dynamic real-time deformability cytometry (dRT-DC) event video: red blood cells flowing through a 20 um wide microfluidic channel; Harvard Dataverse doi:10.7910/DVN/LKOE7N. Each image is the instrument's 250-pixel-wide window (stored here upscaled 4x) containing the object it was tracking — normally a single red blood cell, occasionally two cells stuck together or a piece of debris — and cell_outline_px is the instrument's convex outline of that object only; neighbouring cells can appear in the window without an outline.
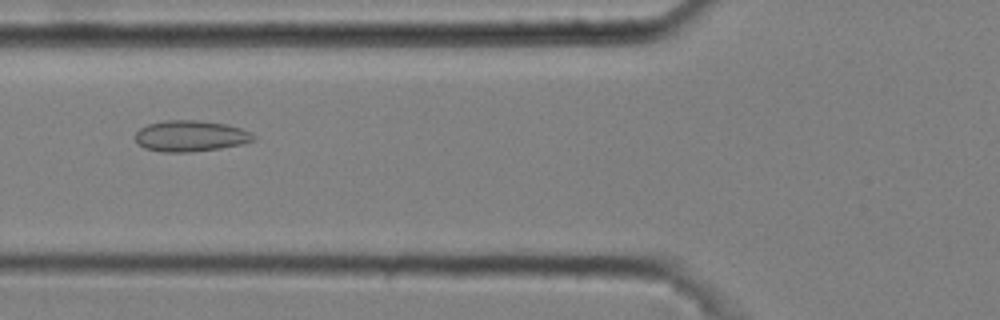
{"species": "common noctule bat (a hibernating species)", "species_latin": "Nyctalus noctula", "temperature_condition": "cold", "stored_images_in_passage": 6, "camera_frame_rate_fps": 3000, "um_per_image_px": 0.085, "animal": {"sex": "male", "body_mass_g": 20.4}, "frame": {"image": 1, "passage_image": 6, "time_ms": 1.667, "image_size_px": [1000, 320], "cell_outline_px": [[256, 140], [244, 144], [220, 148], [192, 152], [164, 152], [144, 148], [136, 144], [136, 132], [140, 128], [148, 124], [164, 120], [200, 120], [228, 124], [252, 132], [256, 136]], "centroid_in_image_um": [16.23, 11.56], "position_along_channel_um": 109.6, "area_um2": 21.73}}